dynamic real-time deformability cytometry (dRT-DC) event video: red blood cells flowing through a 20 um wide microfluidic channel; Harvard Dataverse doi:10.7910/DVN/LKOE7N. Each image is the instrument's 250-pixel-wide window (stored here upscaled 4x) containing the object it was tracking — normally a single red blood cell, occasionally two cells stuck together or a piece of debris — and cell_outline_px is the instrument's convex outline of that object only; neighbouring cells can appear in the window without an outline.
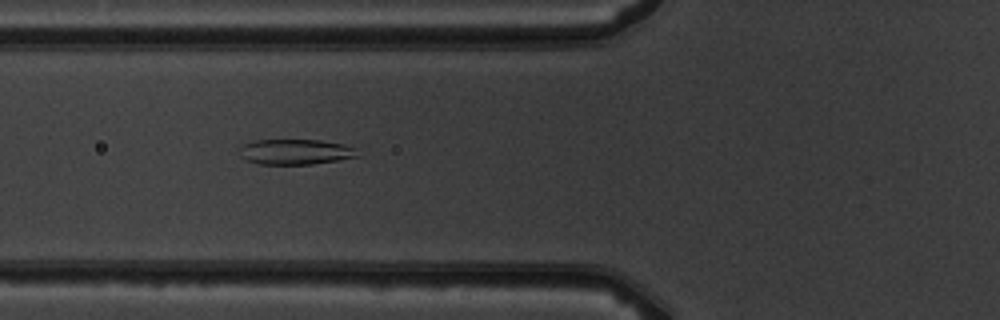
{"species": "common noctule bat (a hibernating species)", "species_latin": "Nyctalus noctula", "temperature_condition": "warm", "stored_images_in_passage": 2, "camera_frame_rate_fps": 3000, "um_per_image_px": 0.085, "animal": {"sex": "male", "body_mass_g": 19.5, "forearm_length_mm": 54.6}, "frame": {"image": 1, "passage_image": 2, "time_ms": 1.0, "image_size_px": [1000, 320], "cell_outline_px": [[360, 156], [312, 164], [260, 164], [248, 160], [240, 156], [240, 148], [244, 144], [252, 140], [320, 140], [344, 144], [356, 148]], "centroid_in_image_um": [25.13, 12.9], "position_along_channel_um": 100.7, "area_um2": 17.4}}